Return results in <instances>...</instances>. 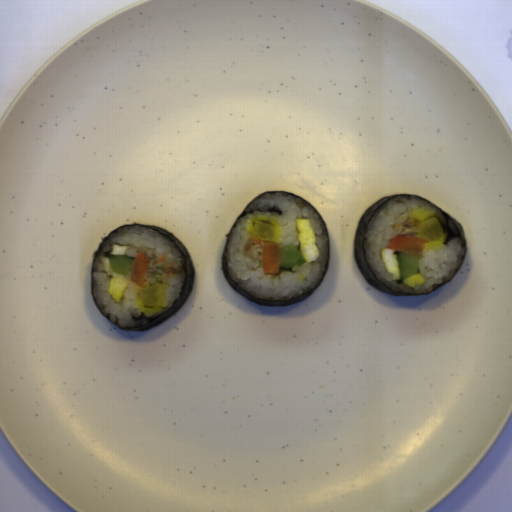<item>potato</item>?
<instances>
[{
	"mask_svg": "<svg viewBox=\"0 0 512 512\" xmlns=\"http://www.w3.org/2000/svg\"><path fill=\"white\" fill-rule=\"evenodd\" d=\"M417 235L420 239H424L425 242H436L438 241L443 233V227L436 216L423 220L417 225Z\"/></svg>",
	"mask_w": 512,
	"mask_h": 512,
	"instance_id": "72c452e6",
	"label": "potato"
},
{
	"mask_svg": "<svg viewBox=\"0 0 512 512\" xmlns=\"http://www.w3.org/2000/svg\"><path fill=\"white\" fill-rule=\"evenodd\" d=\"M251 234L255 238L266 241L267 243H274L277 234V227L268 220L260 219L253 224Z\"/></svg>",
	"mask_w": 512,
	"mask_h": 512,
	"instance_id": "0234736a",
	"label": "potato"
},
{
	"mask_svg": "<svg viewBox=\"0 0 512 512\" xmlns=\"http://www.w3.org/2000/svg\"><path fill=\"white\" fill-rule=\"evenodd\" d=\"M139 297L144 306L159 307L164 302V290L161 285H152L150 287L140 289Z\"/></svg>",
	"mask_w": 512,
	"mask_h": 512,
	"instance_id": "e7d74ba8",
	"label": "potato"
}]
</instances>
